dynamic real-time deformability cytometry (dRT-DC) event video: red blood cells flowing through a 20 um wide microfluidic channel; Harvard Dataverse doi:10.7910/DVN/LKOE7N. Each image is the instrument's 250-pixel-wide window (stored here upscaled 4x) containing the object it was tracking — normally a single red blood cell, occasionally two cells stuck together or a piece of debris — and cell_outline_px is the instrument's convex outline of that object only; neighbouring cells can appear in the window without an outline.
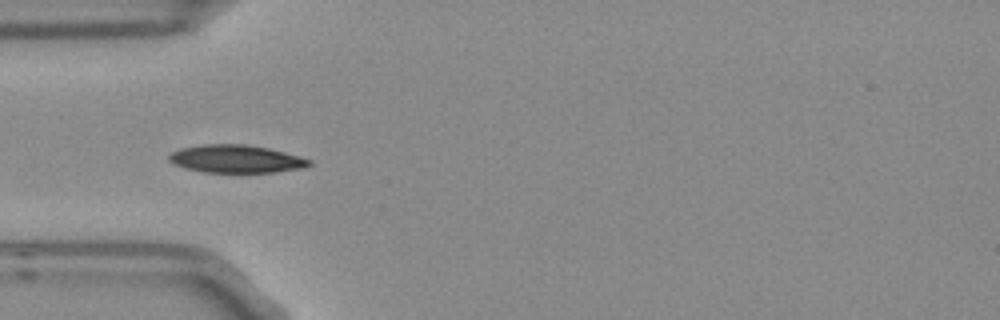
{"species": "Egyptian fruit bat (a non-hibernating species)", "species_latin": "Rousettus aegyptiacus", "temperature_condition": "room temperature", "stored_images_in_passage": 5, "camera_frame_rate_fps": 3000, "um_per_image_px": 0.085, "frame": {"image": 1, "passage_image": 3, "time_ms": 0.667, "image_size_px": [1000, 320], "cell_outline_px": [[312, 164], [304, 168], [276, 172], [204, 172], [184, 168], [172, 164], [168, 160], [168, 156], [172, 152], [180, 148], [204, 144], [244, 144], [268, 148], [300, 156], [312, 160]], "centroid_in_image_um": [20.06, 13.51], "position_along_channel_um": 64.9, "area_um2": 22.89}}
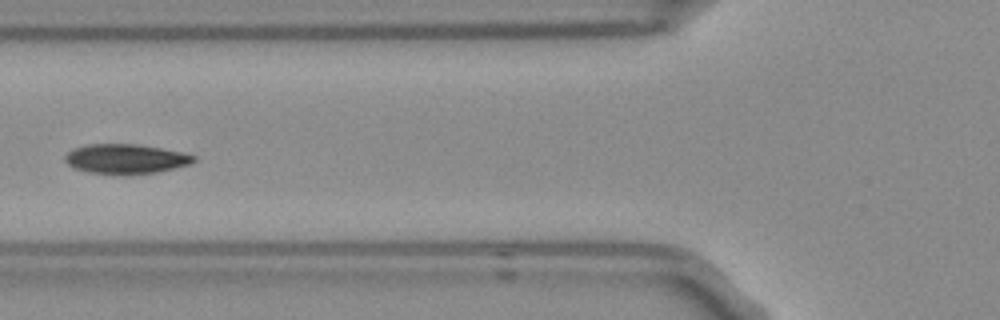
{"frame": {"image": 2, "passage_image": 4, "time_ms": 1.0, "image_size_px": [1000, 320], "cell_outline_px": [[196, 160], [188, 164], [156, 172], [124, 176], [88, 172], [72, 168], [64, 160], [64, 156], [72, 148], [88, 144], [136, 144], [184, 152], [196, 156]], "centroid_in_image_um": [10.64, 13.52], "position_along_channel_um": 115.2, "area_um2": 22.54}}